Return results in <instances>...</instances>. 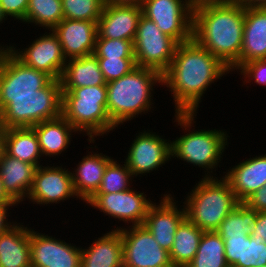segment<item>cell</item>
I'll return each instance as SVG.
<instances>
[{"label": "cell", "instance_id": "obj_1", "mask_svg": "<svg viewBox=\"0 0 266 267\" xmlns=\"http://www.w3.org/2000/svg\"><path fill=\"white\" fill-rule=\"evenodd\" d=\"M229 70L193 38L177 45L170 66L162 74V84L173 93L178 125L185 130L192 126L194 112L204 91Z\"/></svg>", "mask_w": 266, "mask_h": 267}, {"label": "cell", "instance_id": "obj_2", "mask_svg": "<svg viewBox=\"0 0 266 267\" xmlns=\"http://www.w3.org/2000/svg\"><path fill=\"white\" fill-rule=\"evenodd\" d=\"M244 20L245 7L234 0L197 5L193 7L192 38L230 70L238 69Z\"/></svg>", "mask_w": 266, "mask_h": 267}, {"label": "cell", "instance_id": "obj_3", "mask_svg": "<svg viewBox=\"0 0 266 267\" xmlns=\"http://www.w3.org/2000/svg\"><path fill=\"white\" fill-rule=\"evenodd\" d=\"M155 82L162 83L160 72L136 66L128 74L106 83L107 113L116 127L151 109V91Z\"/></svg>", "mask_w": 266, "mask_h": 267}, {"label": "cell", "instance_id": "obj_4", "mask_svg": "<svg viewBox=\"0 0 266 267\" xmlns=\"http://www.w3.org/2000/svg\"><path fill=\"white\" fill-rule=\"evenodd\" d=\"M61 115L78 131L102 135L116 126L107 113V85L74 88L62 91Z\"/></svg>", "mask_w": 266, "mask_h": 267}, {"label": "cell", "instance_id": "obj_5", "mask_svg": "<svg viewBox=\"0 0 266 267\" xmlns=\"http://www.w3.org/2000/svg\"><path fill=\"white\" fill-rule=\"evenodd\" d=\"M206 176L190 193L185 213L199 229L216 231L240 202L224 178L215 180Z\"/></svg>", "mask_w": 266, "mask_h": 267}, {"label": "cell", "instance_id": "obj_6", "mask_svg": "<svg viewBox=\"0 0 266 267\" xmlns=\"http://www.w3.org/2000/svg\"><path fill=\"white\" fill-rule=\"evenodd\" d=\"M61 113V83L60 80L52 79L44 88L36 90L33 97L11 98L0 111V121L6 129L33 127L45 120L57 118Z\"/></svg>", "mask_w": 266, "mask_h": 267}, {"label": "cell", "instance_id": "obj_7", "mask_svg": "<svg viewBox=\"0 0 266 267\" xmlns=\"http://www.w3.org/2000/svg\"><path fill=\"white\" fill-rule=\"evenodd\" d=\"M51 80L46 73L24 65L7 47L0 54V111L11 98L33 97Z\"/></svg>", "mask_w": 266, "mask_h": 267}, {"label": "cell", "instance_id": "obj_8", "mask_svg": "<svg viewBox=\"0 0 266 267\" xmlns=\"http://www.w3.org/2000/svg\"><path fill=\"white\" fill-rule=\"evenodd\" d=\"M178 43L164 34L143 14L133 41L136 66L151 68L163 74L170 66Z\"/></svg>", "mask_w": 266, "mask_h": 267}, {"label": "cell", "instance_id": "obj_9", "mask_svg": "<svg viewBox=\"0 0 266 267\" xmlns=\"http://www.w3.org/2000/svg\"><path fill=\"white\" fill-rule=\"evenodd\" d=\"M145 0L143 15L178 44L192 39L193 6L188 0Z\"/></svg>", "mask_w": 266, "mask_h": 267}, {"label": "cell", "instance_id": "obj_10", "mask_svg": "<svg viewBox=\"0 0 266 267\" xmlns=\"http://www.w3.org/2000/svg\"><path fill=\"white\" fill-rule=\"evenodd\" d=\"M226 137L225 132L215 129L189 132L171 142L172 157L202 168L214 169L227 145Z\"/></svg>", "mask_w": 266, "mask_h": 267}, {"label": "cell", "instance_id": "obj_11", "mask_svg": "<svg viewBox=\"0 0 266 267\" xmlns=\"http://www.w3.org/2000/svg\"><path fill=\"white\" fill-rule=\"evenodd\" d=\"M123 244V267H174L169 252L162 248L144 227L120 229Z\"/></svg>", "mask_w": 266, "mask_h": 267}, {"label": "cell", "instance_id": "obj_12", "mask_svg": "<svg viewBox=\"0 0 266 267\" xmlns=\"http://www.w3.org/2000/svg\"><path fill=\"white\" fill-rule=\"evenodd\" d=\"M13 48L10 46L8 49L24 65L42 71L54 80H60L67 58L64 57L62 46L53 31L37 38L24 53Z\"/></svg>", "mask_w": 266, "mask_h": 267}, {"label": "cell", "instance_id": "obj_13", "mask_svg": "<svg viewBox=\"0 0 266 267\" xmlns=\"http://www.w3.org/2000/svg\"><path fill=\"white\" fill-rule=\"evenodd\" d=\"M88 203L111 217L127 222L131 220L133 226L143 225L152 204L143 193L131 189L117 193L94 194Z\"/></svg>", "mask_w": 266, "mask_h": 267}, {"label": "cell", "instance_id": "obj_14", "mask_svg": "<svg viewBox=\"0 0 266 267\" xmlns=\"http://www.w3.org/2000/svg\"><path fill=\"white\" fill-rule=\"evenodd\" d=\"M31 267H80L81 248L30 230Z\"/></svg>", "mask_w": 266, "mask_h": 267}, {"label": "cell", "instance_id": "obj_15", "mask_svg": "<svg viewBox=\"0 0 266 267\" xmlns=\"http://www.w3.org/2000/svg\"><path fill=\"white\" fill-rule=\"evenodd\" d=\"M62 167H37L28 198L37 204L57 203L77 196L72 173Z\"/></svg>", "mask_w": 266, "mask_h": 267}, {"label": "cell", "instance_id": "obj_16", "mask_svg": "<svg viewBox=\"0 0 266 267\" xmlns=\"http://www.w3.org/2000/svg\"><path fill=\"white\" fill-rule=\"evenodd\" d=\"M133 142L124 162L132 175L150 173L149 171L155 170L172 156L171 142H166L159 135L144 131Z\"/></svg>", "mask_w": 266, "mask_h": 267}, {"label": "cell", "instance_id": "obj_17", "mask_svg": "<svg viewBox=\"0 0 266 267\" xmlns=\"http://www.w3.org/2000/svg\"><path fill=\"white\" fill-rule=\"evenodd\" d=\"M142 14L140 6L105 4L97 21L96 38L134 41Z\"/></svg>", "mask_w": 266, "mask_h": 267}, {"label": "cell", "instance_id": "obj_18", "mask_svg": "<svg viewBox=\"0 0 266 267\" xmlns=\"http://www.w3.org/2000/svg\"><path fill=\"white\" fill-rule=\"evenodd\" d=\"M172 200L166 194L159 205L152 203L143 223L155 241L168 252L174 243L177 227L186 218L185 208L178 210Z\"/></svg>", "mask_w": 266, "mask_h": 267}, {"label": "cell", "instance_id": "obj_19", "mask_svg": "<svg viewBox=\"0 0 266 267\" xmlns=\"http://www.w3.org/2000/svg\"><path fill=\"white\" fill-rule=\"evenodd\" d=\"M51 31L57 36L65 58L94 54L97 22L63 19Z\"/></svg>", "mask_w": 266, "mask_h": 267}, {"label": "cell", "instance_id": "obj_20", "mask_svg": "<svg viewBox=\"0 0 266 267\" xmlns=\"http://www.w3.org/2000/svg\"><path fill=\"white\" fill-rule=\"evenodd\" d=\"M224 179L239 202H245L266 185V154L246 160L231 169Z\"/></svg>", "mask_w": 266, "mask_h": 267}, {"label": "cell", "instance_id": "obj_21", "mask_svg": "<svg viewBox=\"0 0 266 267\" xmlns=\"http://www.w3.org/2000/svg\"><path fill=\"white\" fill-rule=\"evenodd\" d=\"M37 167L8 156H0V178L4 192L16 204L22 201L31 189Z\"/></svg>", "mask_w": 266, "mask_h": 267}, {"label": "cell", "instance_id": "obj_22", "mask_svg": "<svg viewBox=\"0 0 266 267\" xmlns=\"http://www.w3.org/2000/svg\"><path fill=\"white\" fill-rule=\"evenodd\" d=\"M266 58V7L245 8L240 66Z\"/></svg>", "mask_w": 266, "mask_h": 267}, {"label": "cell", "instance_id": "obj_23", "mask_svg": "<svg viewBox=\"0 0 266 267\" xmlns=\"http://www.w3.org/2000/svg\"><path fill=\"white\" fill-rule=\"evenodd\" d=\"M80 267H123L120 230H112L98 238L88 249H81Z\"/></svg>", "mask_w": 266, "mask_h": 267}, {"label": "cell", "instance_id": "obj_24", "mask_svg": "<svg viewBox=\"0 0 266 267\" xmlns=\"http://www.w3.org/2000/svg\"><path fill=\"white\" fill-rule=\"evenodd\" d=\"M67 61L60 77L62 91L106 84L97 57L94 54L70 58Z\"/></svg>", "mask_w": 266, "mask_h": 267}, {"label": "cell", "instance_id": "obj_25", "mask_svg": "<svg viewBox=\"0 0 266 267\" xmlns=\"http://www.w3.org/2000/svg\"><path fill=\"white\" fill-rule=\"evenodd\" d=\"M0 267H31L30 230L14 225L0 235Z\"/></svg>", "mask_w": 266, "mask_h": 267}, {"label": "cell", "instance_id": "obj_26", "mask_svg": "<svg viewBox=\"0 0 266 267\" xmlns=\"http://www.w3.org/2000/svg\"><path fill=\"white\" fill-rule=\"evenodd\" d=\"M110 157L102 154L87 155L79 163L76 173H72L73 185L77 197L88 201L99 189L104 170L111 161Z\"/></svg>", "mask_w": 266, "mask_h": 267}, {"label": "cell", "instance_id": "obj_27", "mask_svg": "<svg viewBox=\"0 0 266 267\" xmlns=\"http://www.w3.org/2000/svg\"><path fill=\"white\" fill-rule=\"evenodd\" d=\"M38 137L42 155L61 154L70 144L71 131H77L62 115L32 127Z\"/></svg>", "mask_w": 266, "mask_h": 267}, {"label": "cell", "instance_id": "obj_28", "mask_svg": "<svg viewBox=\"0 0 266 267\" xmlns=\"http://www.w3.org/2000/svg\"><path fill=\"white\" fill-rule=\"evenodd\" d=\"M3 151L8 156L39 167L38 159L42 153L38 137L32 127L6 129Z\"/></svg>", "mask_w": 266, "mask_h": 267}, {"label": "cell", "instance_id": "obj_29", "mask_svg": "<svg viewBox=\"0 0 266 267\" xmlns=\"http://www.w3.org/2000/svg\"><path fill=\"white\" fill-rule=\"evenodd\" d=\"M203 230L185 218L177 227L169 257L174 267H186L196 255Z\"/></svg>", "mask_w": 266, "mask_h": 267}, {"label": "cell", "instance_id": "obj_30", "mask_svg": "<svg viewBox=\"0 0 266 267\" xmlns=\"http://www.w3.org/2000/svg\"><path fill=\"white\" fill-rule=\"evenodd\" d=\"M186 267H229L224 240L216 231H204L196 255Z\"/></svg>", "mask_w": 266, "mask_h": 267}, {"label": "cell", "instance_id": "obj_31", "mask_svg": "<svg viewBox=\"0 0 266 267\" xmlns=\"http://www.w3.org/2000/svg\"><path fill=\"white\" fill-rule=\"evenodd\" d=\"M256 218L257 211L240 202L223 220L216 232L223 240L228 237L251 236Z\"/></svg>", "mask_w": 266, "mask_h": 267}, {"label": "cell", "instance_id": "obj_32", "mask_svg": "<svg viewBox=\"0 0 266 267\" xmlns=\"http://www.w3.org/2000/svg\"><path fill=\"white\" fill-rule=\"evenodd\" d=\"M63 20L61 0H29L23 22L50 28L56 27ZM38 23V24H37Z\"/></svg>", "mask_w": 266, "mask_h": 267}, {"label": "cell", "instance_id": "obj_33", "mask_svg": "<svg viewBox=\"0 0 266 267\" xmlns=\"http://www.w3.org/2000/svg\"><path fill=\"white\" fill-rule=\"evenodd\" d=\"M63 19L97 22L104 8V0H61Z\"/></svg>", "mask_w": 266, "mask_h": 267}, {"label": "cell", "instance_id": "obj_34", "mask_svg": "<svg viewBox=\"0 0 266 267\" xmlns=\"http://www.w3.org/2000/svg\"><path fill=\"white\" fill-rule=\"evenodd\" d=\"M113 161V159L107 164L101 185L95 194H108L126 191L130 189L128 184L130 183V176L133 177L131 171L127 167Z\"/></svg>", "mask_w": 266, "mask_h": 267}, {"label": "cell", "instance_id": "obj_35", "mask_svg": "<svg viewBox=\"0 0 266 267\" xmlns=\"http://www.w3.org/2000/svg\"><path fill=\"white\" fill-rule=\"evenodd\" d=\"M94 55L97 58H134L133 41L96 38Z\"/></svg>", "mask_w": 266, "mask_h": 267}, {"label": "cell", "instance_id": "obj_36", "mask_svg": "<svg viewBox=\"0 0 266 267\" xmlns=\"http://www.w3.org/2000/svg\"><path fill=\"white\" fill-rule=\"evenodd\" d=\"M266 265V244L251 236L243 240L242 261L233 267H258Z\"/></svg>", "mask_w": 266, "mask_h": 267}, {"label": "cell", "instance_id": "obj_37", "mask_svg": "<svg viewBox=\"0 0 266 267\" xmlns=\"http://www.w3.org/2000/svg\"><path fill=\"white\" fill-rule=\"evenodd\" d=\"M106 83L119 79L136 67L135 58H97Z\"/></svg>", "mask_w": 266, "mask_h": 267}, {"label": "cell", "instance_id": "obj_38", "mask_svg": "<svg viewBox=\"0 0 266 267\" xmlns=\"http://www.w3.org/2000/svg\"><path fill=\"white\" fill-rule=\"evenodd\" d=\"M249 236H236L224 239L225 259L229 267H233L238 261H242L243 240Z\"/></svg>", "mask_w": 266, "mask_h": 267}, {"label": "cell", "instance_id": "obj_39", "mask_svg": "<svg viewBox=\"0 0 266 267\" xmlns=\"http://www.w3.org/2000/svg\"><path fill=\"white\" fill-rule=\"evenodd\" d=\"M238 69L247 77H253L255 83L266 85V58L243 63Z\"/></svg>", "mask_w": 266, "mask_h": 267}, {"label": "cell", "instance_id": "obj_40", "mask_svg": "<svg viewBox=\"0 0 266 267\" xmlns=\"http://www.w3.org/2000/svg\"><path fill=\"white\" fill-rule=\"evenodd\" d=\"M29 0H0L1 13L6 16H13L23 21L26 16V10Z\"/></svg>", "mask_w": 266, "mask_h": 267}, {"label": "cell", "instance_id": "obj_41", "mask_svg": "<svg viewBox=\"0 0 266 267\" xmlns=\"http://www.w3.org/2000/svg\"><path fill=\"white\" fill-rule=\"evenodd\" d=\"M244 203L257 212H266V185L257 190Z\"/></svg>", "mask_w": 266, "mask_h": 267}, {"label": "cell", "instance_id": "obj_42", "mask_svg": "<svg viewBox=\"0 0 266 267\" xmlns=\"http://www.w3.org/2000/svg\"><path fill=\"white\" fill-rule=\"evenodd\" d=\"M252 229L251 237L266 244V212H257L256 222Z\"/></svg>", "mask_w": 266, "mask_h": 267}, {"label": "cell", "instance_id": "obj_43", "mask_svg": "<svg viewBox=\"0 0 266 267\" xmlns=\"http://www.w3.org/2000/svg\"><path fill=\"white\" fill-rule=\"evenodd\" d=\"M13 206L15 204H2L0 205V235L3 232H6L10 227H12L13 225H11L10 223L8 224V222L6 221V217H7V209L9 208V206Z\"/></svg>", "mask_w": 266, "mask_h": 267}, {"label": "cell", "instance_id": "obj_44", "mask_svg": "<svg viewBox=\"0 0 266 267\" xmlns=\"http://www.w3.org/2000/svg\"><path fill=\"white\" fill-rule=\"evenodd\" d=\"M145 0H104L105 4L142 7Z\"/></svg>", "mask_w": 266, "mask_h": 267}, {"label": "cell", "instance_id": "obj_45", "mask_svg": "<svg viewBox=\"0 0 266 267\" xmlns=\"http://www.w3.org/2000/svg\"><path fill=\"white\" fill-rule=\"evenodd\" d=\"M243 7H266V0H234Z\"/></svg>", "mask_w": 266, "mask_h": 267}, {"label": "cell", "instance_id": "obj_46", "mask_svg": "<svg viewBox=\"0 0 266 267\" xmlns=\"http://www.w3.org/2000/svg\"><path fill=\"white\" fill-rule=\"evenodd\" d=\"M2 204H16L13 202L3 190L2 181L0 178V205Z\"/></svg>", "mask_w": 266, "mask_h": 267}, {"label": "cell", "instance_id": "obj_47", "mask_svg": "<svg viewBox=\"0 0 266 267\" xmlns=\"http://www.w3.org/2000/svg\"><path fill=\"white\" fill-rule=\"evenodd\" d=\"M5 131H6V128L2 125L0 121V156L3 153Z\"/></svg>", "mask_w": 266, "mask_h": 267}, {"label": "cell", "instance_id": "obj_48", "mask_svg": "<svg viewBox=\"0 0 266 267\" xmlns=\"http://www.w3.org/2000/svg\"><path fill=\"white\" fill-rule=\"evenodd\" d=\"M227 0H188V2L193 6H197L203 3H211V2H223Z\"/></svg>", "mask_w": 266, "mask_h": 267}, {"label": "cell", "instance_id": "obj_49", "mask_svg": "<svg viewBox=\"0 0 266 267\" xmlns=\"http://www.w3.org/2000/svg\"><path fill=\"white\" fill-rule=\"evenodd\" d=\"M5 19L4 15L1 13V8H0V22Z\"/></svg>", "mask_w": 266, "mask_h": 267}]
</instances>
